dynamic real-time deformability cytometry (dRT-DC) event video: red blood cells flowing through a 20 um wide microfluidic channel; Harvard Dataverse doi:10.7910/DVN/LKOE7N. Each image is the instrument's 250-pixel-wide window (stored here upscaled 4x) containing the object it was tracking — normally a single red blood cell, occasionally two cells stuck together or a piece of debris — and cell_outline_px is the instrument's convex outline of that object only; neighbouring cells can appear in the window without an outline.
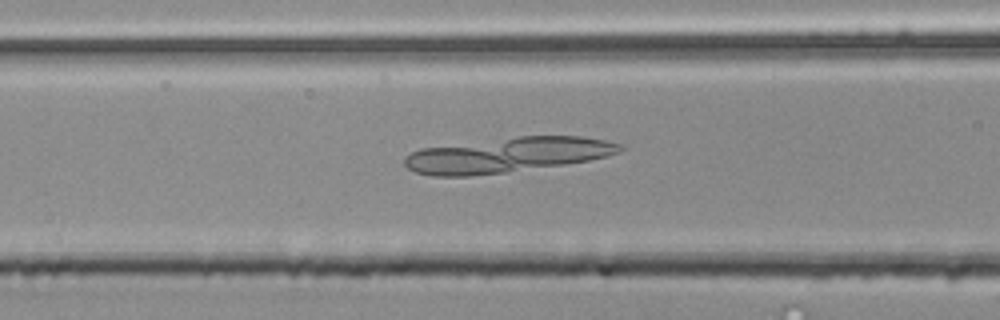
{"species": "common noctule bat (a hibernating species)", "species_latin": "Nyctalus noctula", "temperature_condition": "room temperature", "stored_images_in_passage": 56, "camera_frame_rate_fps": 3000, "um_per_image_px": 0.085, "animal": {"sex": "male", "body_mass_g": 20.4}, "frame": {"image": 1, "passage_image": 24, "time_ms": 7.667, "image_size_px": [1000, 320], "cell_outline_px": [[624, 148], [620, 152], [608, 156], [588, 160], [564, 164], [504, 172], [468, 176], [432, 176], [416, 172], [408, 168], [404, 164], [404, 160], [412, 152], [420, 148], [520, 136], [584, 136], [608, 140], [624, 144]], "centroid_in_image_um": [43.17, 13.16], "position_along_channel_um": 123.4, "area_um2": 43.7}}
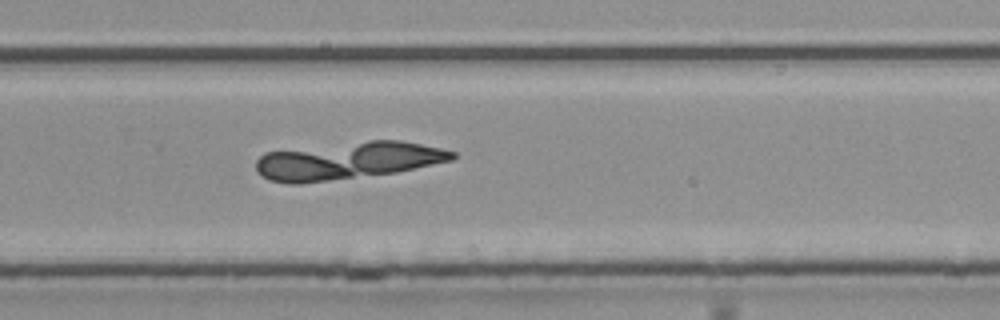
{"frame": {"image": 2, "passage_image": 38, "time_ms": 12.333, "image_size_px": [1000, 320], "cell_outline_px": [[456, 156], [452, 160], [396, 172], [300, 184], [288, 184], [268, 180], [260, 176], [256, 172], [256, 160], [264, 152], [368, 140], [400, 140], [440, 148], [456, 152]], "centroid_in_image_um": [29.5, 13.66], "position_along_channel_um": 300.3, "area_um2": 42.71}}
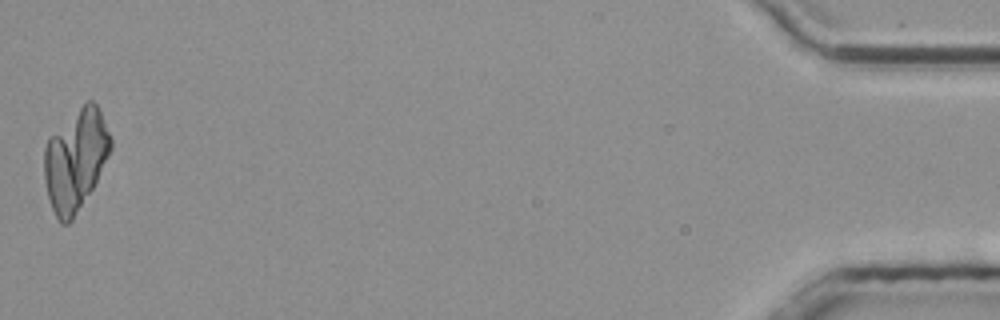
{"frame": {"image": 3, "passage_image": 56, "time_ms": 18.333, "image_size_px": [1000, 320], "cell_outline_px": [[112, 148], [92, 188], [72, 220], [68, 224], [60, 224], [52, 208], [48, 196], [44, 180], [44, 148], [48, 136], [88, 100], [92, 100], [96, 104], [104, 120], [112, 140]], "centroid_in_image_um": [6.4, 13.58], "position_along_channel_um": 428.8, "area_um2": 38.84}}